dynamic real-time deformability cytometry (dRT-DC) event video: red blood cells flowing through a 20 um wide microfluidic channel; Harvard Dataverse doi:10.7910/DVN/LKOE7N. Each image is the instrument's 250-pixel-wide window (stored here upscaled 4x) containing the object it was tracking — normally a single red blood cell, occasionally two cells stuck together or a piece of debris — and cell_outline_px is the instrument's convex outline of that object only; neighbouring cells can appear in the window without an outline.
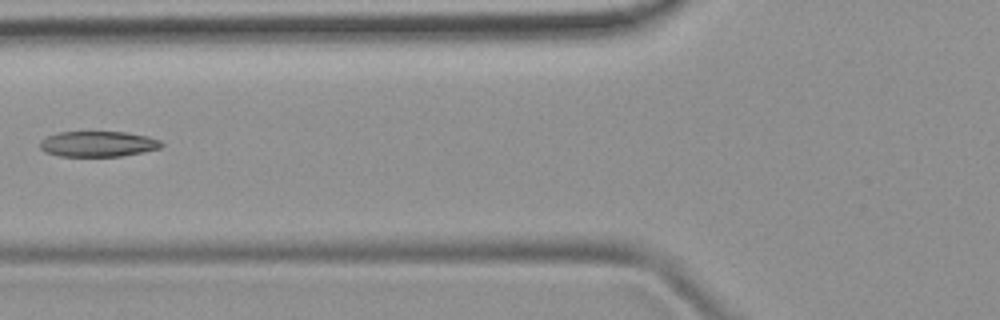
{"species": "common noctule bat (a hibernating species)", "species_latin": "Nyctalus noctula", "temperature_condition": "room temperature", "stored_images_in_passage": 4, "camera_frame_rate_fps": 3000, "um_per_image_px": 0.085, "animal": {"sex": "female", "body_mass_g": 19.9}, "frame": {"image": 1, "passage_image": 4, "time_ms": 4.333, "image_size_px": [1000, 320], "cell_outline_px": [[164, 144], [160, 148], [144, 152], [120, 156], [60, 156], [44, 152], [40, 148], [40, 140], [48, 136], [60, 132], [128, 132], [148, 136], [160, 140]], "centroid_in_image_um": [8.35, 12.23], "position_along_channel_um": 117.5, "area_um2": 18.15}}